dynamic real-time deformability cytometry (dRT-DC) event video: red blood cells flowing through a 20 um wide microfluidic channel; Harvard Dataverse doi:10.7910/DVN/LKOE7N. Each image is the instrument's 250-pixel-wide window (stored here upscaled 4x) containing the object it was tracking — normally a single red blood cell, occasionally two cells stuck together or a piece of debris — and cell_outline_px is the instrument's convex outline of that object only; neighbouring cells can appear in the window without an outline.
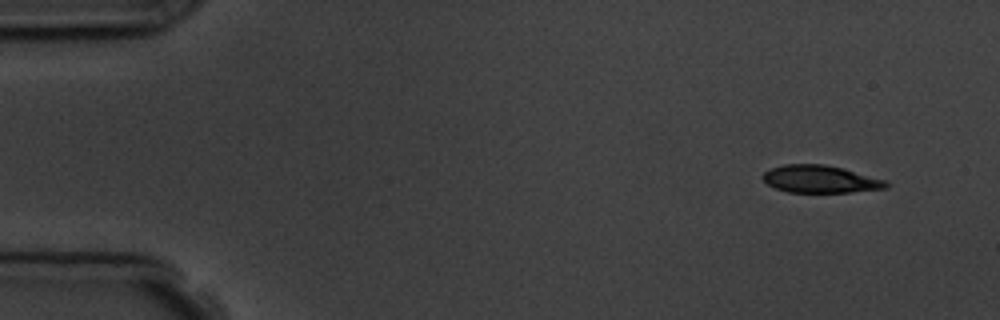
{"species": "common noctule bat (a hibernating species)", "species_latin": "Nyctalus noctula", "temperature_condition": "room temperature", "stored_images_in_passage": 9, "camera_frame_rate_fps": 3000, "um_per_image_px": 0.085, "animal": {"sex": "male", "body_mass_g": 19.5, "forearm_length_mm": 54.6}, "frame": {"image": 1, "passage_image": 1, "time_ms": 0.0, "image_size_px": [1000, 320], "cell_outline_px": [[888, 188], [848, 192], [788, 192], [776, 188], [768, 184], [760, 176], [764, 172], [772, 168], [784, 164], [824, 164], [844, 168], [884, 180], [888, 184]], "centroid_in_image_um": [69.7, 15.22], "position_along_channel_um": 15.3, "area_um2": 19.59}}
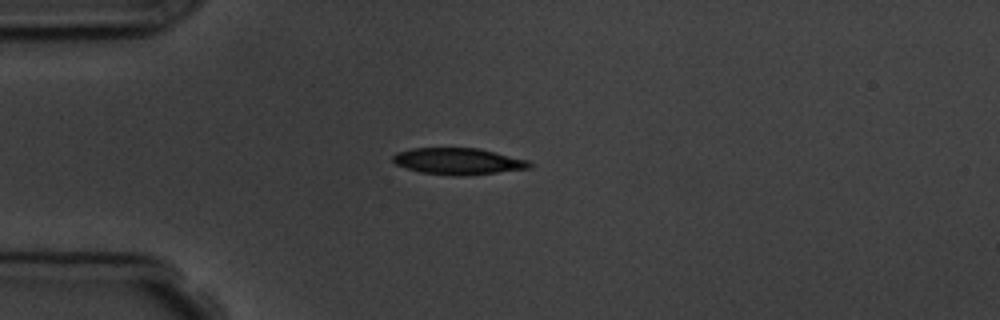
{"frame": {"image": 2, "passage_image": 4, "time_ms": 3.333, "image_size_px": [1000, 320], "cell_outline_px": [[532, 164], [528, 168], [464, 176], [452, 176], [420, 172], [396, 164], [392, 160], [392, 156], [396, 152], [412, 148], [480, 148], [528, 160]], "centroid_in_image_um": [38.91, 13.7], "position_along_channel_um": 46.1, "area_um2": 21.04}}
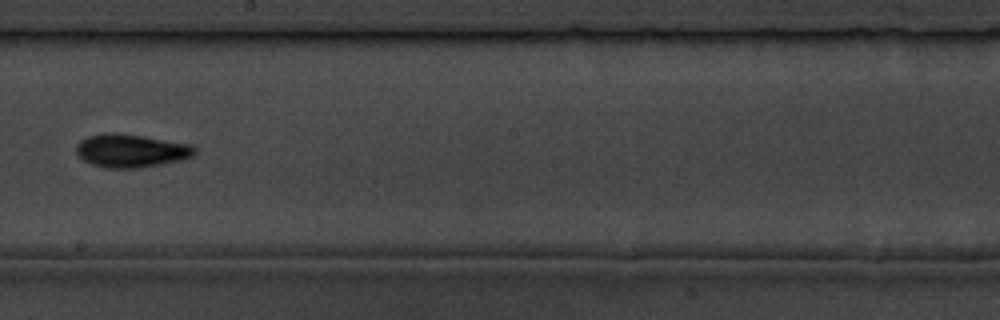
{"frame": {"image": 3, "passage_image": 9, "time_ms": 9.0, "image_size_px": [1000, 320], "cell_outline_px": [[196, 152], [192, 156], [180, 160], [140, 168], [104, 168], [92, 164], [84, 160], [76, 152], [76, 144], [80, 140], [88, 136], [140, 136], [192, 144], [196, 148]], "centroid_in_image_um": [11.18, 12.86], "position_along_channel_um": 237.0, "area_um2": 22.02}}